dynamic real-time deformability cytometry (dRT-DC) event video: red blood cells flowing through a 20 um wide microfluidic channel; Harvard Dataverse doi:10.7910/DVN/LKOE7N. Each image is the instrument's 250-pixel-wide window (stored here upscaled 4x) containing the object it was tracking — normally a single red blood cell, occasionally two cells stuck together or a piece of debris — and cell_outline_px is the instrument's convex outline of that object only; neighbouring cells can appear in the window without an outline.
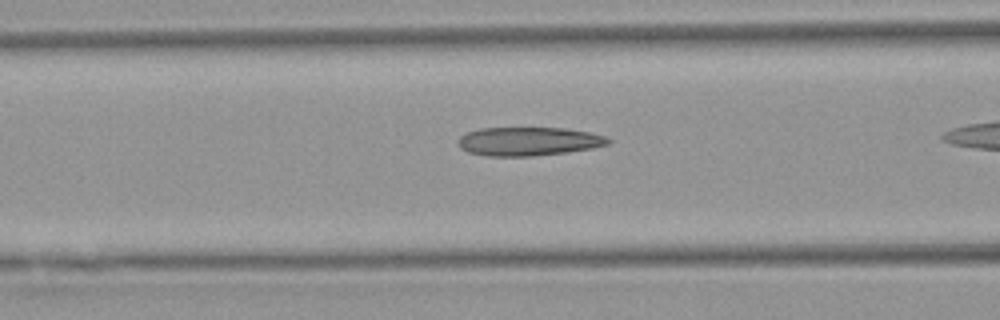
{"species": "Egyptian fruit bat (a non-hibernating species)", "species_latin": "Rousettus aegyptiacus", "temperature_condition": "warm", "stored_images_in_passage": 36, "camera_frame_rate_fps": 3000, "um_per_image_px": 0.085, "animal": {"sex": "female"}, "frame": {"image": 1, "passage_image": 16, "time_ms": 5.0, "image_size_px": [1000, 320], "cell_outline_px": [[612, 140], [608, 144], [592, 148], [568, 152], [532, 156], [488, 156], [468, 152], [460, 148], [460, 136], [468, 132], [480, 128], [564, 128], [588, 132], [604, 136]], "centroid_in_image_um": [44.94, 12.02], "position_along_channel_um": 121.7, "area_um2": 24.85}}
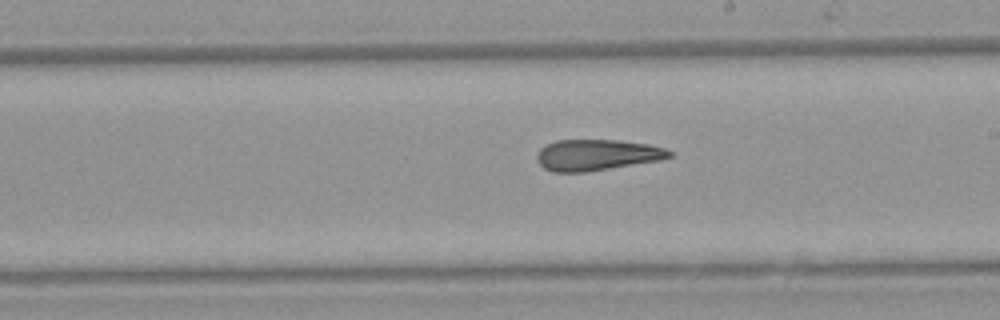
{"frame": {"image": 2, "passage_image": 25, "time_ms": 8.0, "image_size_px": [1000, 320], "cell_outline_px": [[672, 156], [660, 160], [588, 172], [552, 172], [544, 168], [536, 160], [536, 156], [540, 148], [556, 140], [616, 140], [648, 144], [664, 148], [672, 152]], "centroid_in_image_um": [50.71, 13.18], "position_along_channel_um": 238.3, "area_um2": 23.99}}
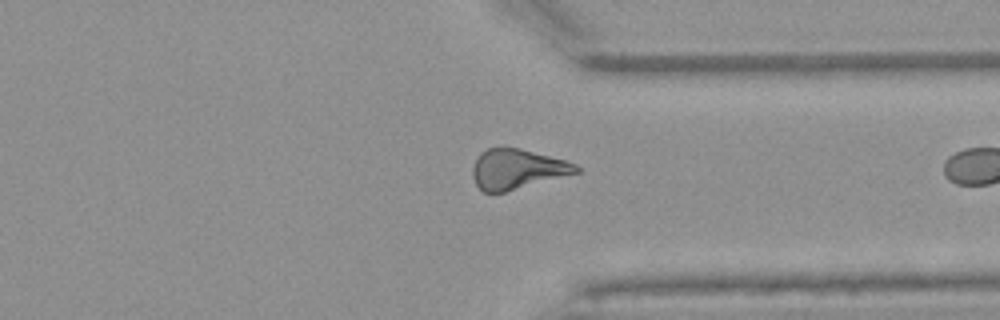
{"frame": {"image": 3, "passage_image": 35, "time_ms": 11.333, "image_size_px": [1000, 320], "cell_outline_px": [[580, 172], [504, 192], [484, 192], [476, 184], [472, 176], [472, 168], [480, 152], [488, 148], [520, 148], [564, 160], [576, 164], [580, 168]], "centroid_in_image_um": [43.95, 14.37], "position_along_channel_um": 367.5, "area_um2": 23.81}}